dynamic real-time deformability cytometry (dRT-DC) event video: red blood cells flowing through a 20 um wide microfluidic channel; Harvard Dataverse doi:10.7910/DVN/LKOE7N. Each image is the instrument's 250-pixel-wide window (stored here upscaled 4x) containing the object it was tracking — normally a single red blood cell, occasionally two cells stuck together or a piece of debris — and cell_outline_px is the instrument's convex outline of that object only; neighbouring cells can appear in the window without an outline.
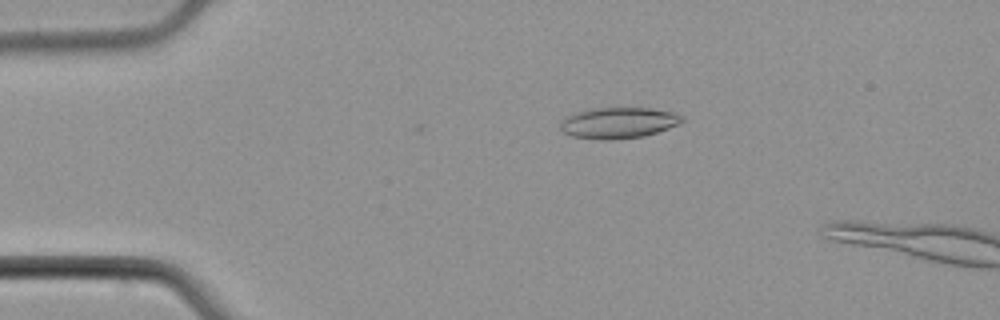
{"species": "common noctule bat (a hibernating species)", "species_latin": "Nyctalus noctula", "temperature_condition": "cold", "stored_images_in_passage": 4, "camera_frame_rate_fps": 3000, "um_per_image_px": 0.085, "animal": {"sex": "male", "body_mass_g": 21.5, "forearm_length_mm": 52.0}, "frame": {"image": 1, "passage_image": 1, "time_ms": 0.0, "image_size_px": [1000, 320], "cell_outline_px": [[684, 120], [668, 128], [644, 136], [612, 140], [604, 140], [572, 136], [564, 132], [560, 128], [560, 120], [576, 112], [588, 108], [648, 108], [672, 112], [684, 116]], "centroid_in_image_um": [52.53, 10.44], "position_along_channel_um": 32.5, "area_um2": 21.91}}